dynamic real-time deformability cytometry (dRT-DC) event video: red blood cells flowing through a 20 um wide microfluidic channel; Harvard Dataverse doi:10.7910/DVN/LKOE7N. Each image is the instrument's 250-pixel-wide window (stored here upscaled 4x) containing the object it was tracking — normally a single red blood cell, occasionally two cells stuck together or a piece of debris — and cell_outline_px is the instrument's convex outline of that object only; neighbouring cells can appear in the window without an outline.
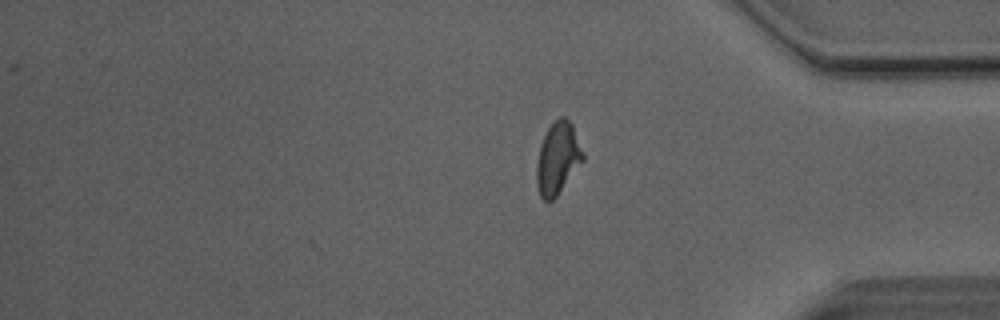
{"species": "Egyptian fruit bat (a non-hibernating species)", "species_latin": "Rousettus aegyptiacus", "temperature_condition": "room temperature", "stored_images_in_passage": 25, "camera_frame_rate_fps": 3000, "um_per_image_px": 0.085, "animal": {"sex": "male"}, "frame": {"image": 1, "passage_image": 25, "time_ms": 8.0, "image_size_px": [1000, 320], "cell_outline_px": [[584, 160], [556, 196], [552, 200], [544, 200], [540, 196], [536, 184], [536, 164], [540, 144], [548, 128], [560, 116], [564, 116], [572, 124], [584, 152]], "centroid_in_image_um": [47.4, 13.45], "position_along_channel_um": 387.8, "area_um2": 19.36}}